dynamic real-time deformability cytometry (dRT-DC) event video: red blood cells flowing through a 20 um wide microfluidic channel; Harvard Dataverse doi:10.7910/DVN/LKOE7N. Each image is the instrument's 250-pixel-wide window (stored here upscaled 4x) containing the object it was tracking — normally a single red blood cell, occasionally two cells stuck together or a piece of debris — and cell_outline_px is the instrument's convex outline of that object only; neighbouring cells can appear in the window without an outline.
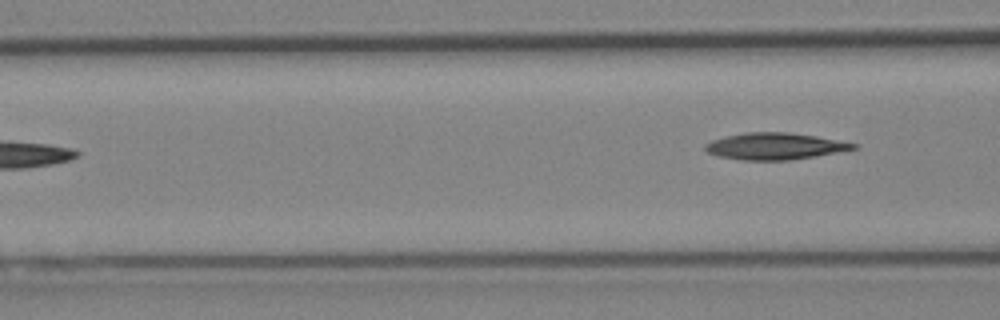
{"species": "Egyptian fruit bat (a non-hibernating species)", "species_latin": "Rousettus aegyptiacus", "temperature_condition": "cold", "stored_images_in_passage": 5, "camera_frame_rate_fps": 3000, "um_per_image_px": 0.085, "animal": {"sex": "female"}, "frame": {"image": 1, "passage_image": 5, "time_ms": 1.333, "image_size_px": [1000, 320], "cell_outline_px": [[860, 148], [788, 160], [744, 160], [720, 156], [708, 152], [704, 148], [704, 144], [712, 140], [724, 136], [744, 132], [788, 132], [816, 136], [856, 144]], "centroid_in_image_um": [65.82, 12.41], "position_along_channel_um": 100.8, "area_um2": 22.77}}